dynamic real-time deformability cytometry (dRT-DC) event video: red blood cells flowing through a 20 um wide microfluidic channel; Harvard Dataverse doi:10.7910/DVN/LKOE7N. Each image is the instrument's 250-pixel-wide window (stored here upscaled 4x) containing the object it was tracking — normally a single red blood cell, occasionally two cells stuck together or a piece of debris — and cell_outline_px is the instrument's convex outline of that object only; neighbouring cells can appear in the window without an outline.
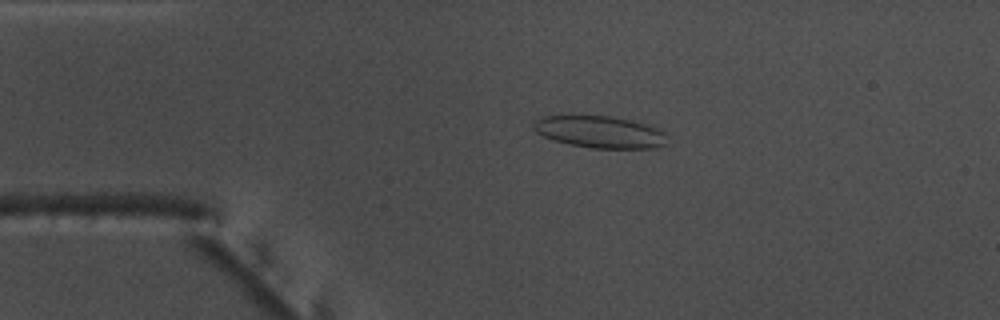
{"species": "common noctule bat (a hibernating species)", "species_latin": "Nyctalus noctula", "temperature_condition": "warm", "stored_images_in_passage": 53, "camera_frame_rate_fps": 3000, "um_per_image_px": 0.085, "animal": {"sex": "male", "body_mass_g": 17.5, "forearm_length_mm": 52.3}, "frame": {"image": 1, "passage_image": 11, "time_ms": 3.333, "image_size_px": [1000, 320], "cell_outline_px": [[664, 144], [652, 148], [592, 148], [568, 144], [544, 136], [536, 132], [532, 128], [532, 124], [536, 120], [544, 116], [612, 116], [644, 124], [656, 128], [664, 132]], "centroid_in_image_um": [50.93, 11.21], "position_along_channel_um": 34.1, "area_um2": 24.39}}
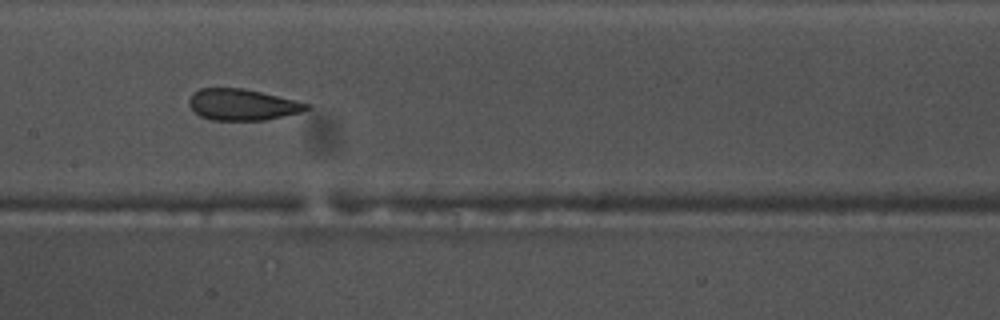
{"frame": {"image": 2, "passage_image": 26, "time_ms": 8.333, "image_size_px": [1000, 320], "cell_outline_px": [[308, 108], [300, 112], [284, 116], [264, 120], [212, 120], [200, 116], [188, 104], [188, 100], [192, 92], [200, 88], [244, 88], [308, 104]], "centroid_in_image_um": [20.52, 8.89], "position_along_channel_um": 186.9, "area_um2": 21.1}}
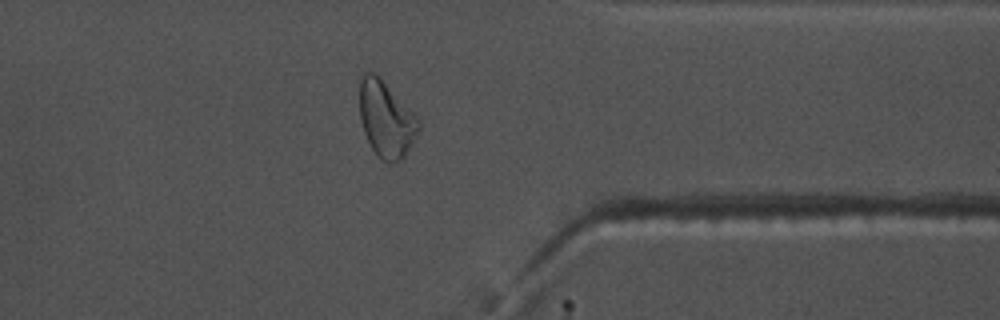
{"frame": {"image": 3, "passage_image": 42, "time_ms": 13.667, "image_size_px": [1000, 320], "cell_outline_px": [[420, 128], [416, 136], [404, 156], [400, 160], [392, 164], [380, 160], [376, 156], [364, 132], [360, 120], [360, 80], [364, 72], [376, 72], [380, 76], [420, 120]], "centroid_in_image_um": [32.81, 10.13], "position_along_channel_um": 378.6, "area_um2": 26.24}, "authors_computed_cell_mechanics": {"area_um2": 23.8714, "velocity_mm_per_s": 3.7756, "shape_relaxation_time_tau1_ms": null, "shape_relaxation_time_tau2_ms": 1.3087, "deformation_change_tau1": null, "deformation_change_tau2": 0.0729}}